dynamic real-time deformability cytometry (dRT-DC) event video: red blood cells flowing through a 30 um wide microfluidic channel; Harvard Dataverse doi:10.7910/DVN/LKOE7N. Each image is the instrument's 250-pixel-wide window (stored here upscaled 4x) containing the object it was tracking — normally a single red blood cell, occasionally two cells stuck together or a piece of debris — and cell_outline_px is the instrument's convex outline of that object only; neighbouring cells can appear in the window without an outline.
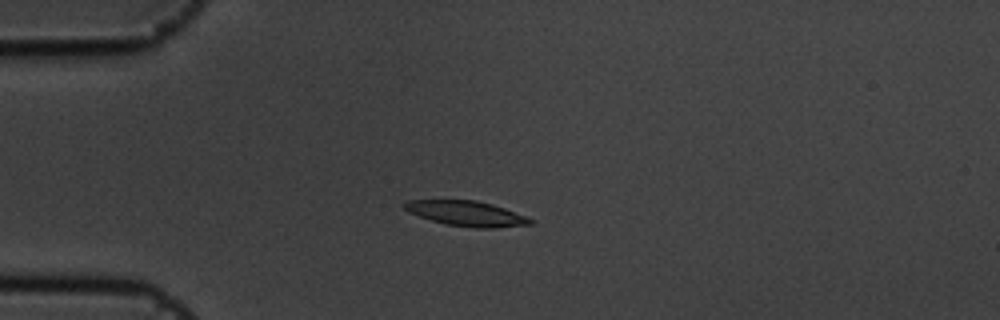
{"species": "common noctule bat (a hibernating species)", "species_latin": "Nyctalus noctula", "temperature_condition": "cold", "stored_images_in_passage": 6, "camera_frame_rate_fps": 3000, "um_per_image_px": 0.085, "animal": {"sex": "male", "body_mass_g": 19.5, "forearm_length_mm": 54.6}, "frame": {"image": 1, "passage_image": 5, "time_ms": 1.333, "image_size_px": [1000, 320], "cell_outline_px": [[536, 220], [532, 224], [496, 228], [476, 228], [444, 224], [408, 212], [400, 204], [408, 200], [476, 200], [492, 204], [504, 208]], "centroid_in_image_um": [39.65, 18.15], "position_along_channel_um": 45.3, "area_um2": 18.5}}